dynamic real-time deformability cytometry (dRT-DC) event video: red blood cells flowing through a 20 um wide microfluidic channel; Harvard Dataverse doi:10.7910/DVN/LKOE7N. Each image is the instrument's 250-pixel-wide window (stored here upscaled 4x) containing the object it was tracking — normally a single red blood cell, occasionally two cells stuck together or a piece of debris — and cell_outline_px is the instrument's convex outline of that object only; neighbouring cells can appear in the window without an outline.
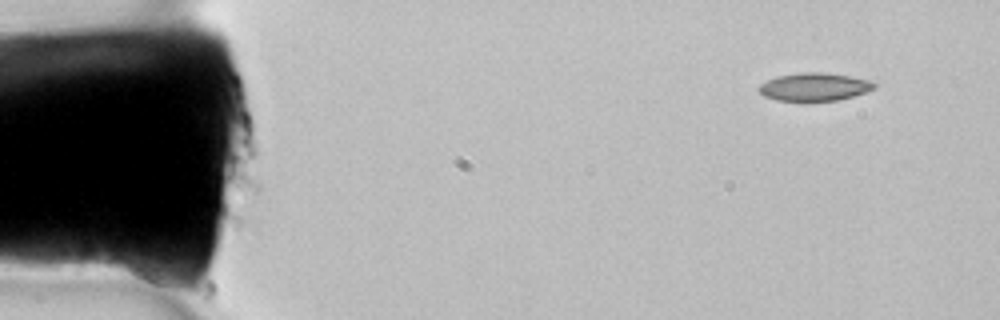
{"species": "common noctule bat (a hibernating species)", "species_latin": "Nyctalus noctula", "temperature_condition": "room temperature", "stored_images_in_passage": 7, "camera_frame_rate_fps": 3000, "um_per_image_px": 0.085, "animal": {"sex": "female", "body_mass_g": 22.7, "forearm_length_mm": 54.2}, "frame": {"image": 1, "passage_image": 2, "time_ms": 0.333, "image_size_px": [1000, 320], "cell_outline_px": [[876, 88], [868, 92], [836, 100], [776, 100], [764, 96], [756, 88], [760, 84], [776, 76], [800, 72], [824, 72], [872, 80], [876, 84]], "centroid_in_image_um": [69.23, 7.36], "position_along_channel_um": 15.8, "area_um2": 18.79}}
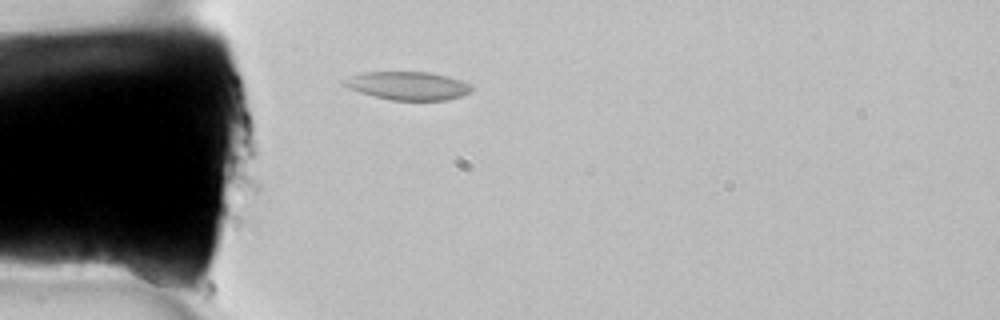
{"frame": {"image": 2, "passage_image": 7, "time_ms": 2.0, "image_size_px": [1000, 320], "cell_outline_px": [[472, 88], [468, 92], [460, 96], [448, 100], [392, 100], [360, 92], [344, 84], [344, 80], [352, 76], [364, 72], [428, 72], [448, 76], [460, 80], [468, 84]], "centroid_in_image_um": [34.7, 7.28], "position_along_channel_um": 50.3, "area_um2": 20.46}}